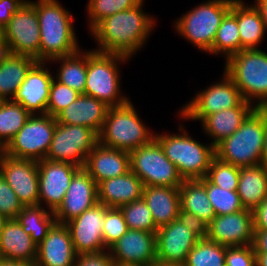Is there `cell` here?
I'll return each mask as SVG.
<instances>
[{"label":"cell","mask_w":267,"mask_h":266,"mask_svg":"<svg viewBox=\"0 0 267 266\" xmlns=\"http://www.w3.org/2000/svg\"><path fill=\"white\" fill-rule=\"evenodd\" d=\"M97 143L98 135L92 129L57 123L45 159L83 168L87 155Z\"/></svg>","instance_id":"8fae6325"},{"label":"cell","mask_w":267,"mask_h":266,"mask_svg":"<svg viewBox=\"0 0 267 266\" xmlns=\"http://www.w3.org/2000/svg\"><path fill=\"white\" fill-rule=\"evenodd\" d=\"M105 205L97 202L81 215L65 223L77 255L106 251L103 240Z\"/></svg>","instance_id":"5bb4252c"},{"label":"cell","mask_w":267,"mask_h":266,"mask_svg":"<svg viewBox=\"0 0 267 266\" xmlns=\"http://www.w3.org/2000/svg\"><path fill=\"white\" fill-rule=\"evenodd\" d=\"M114 263L150 266L156 259V232L128 229L109 249Z\"/></svg>","instance_id":"ffe728a7"},{"label":"cell","mask_w":267,"mask_h":266,"mask_svg":"<svg viewBox=\"0 0 267 266\" xmlns=\"http://www.w3.org/2000/svg\"><path fill=\"white\" fill-rule=\"evenodd\" d=\"M39 173V205L55 211L63 202L73 176L81 169L76 165L42 159L37 162Z\"/></svg>","instance_id":"9a60e30c"},{"label":"cell","mask_w":267,"mask_h":266,"mask_svg":"<svg viewBox=\"0 0 267 266\" xmlns=\"http://www.w3.org/2000/svg\"><path fill=\"white\" fill-rule=\"evenodd\" d=\"M179 130L181 134L156 133L155 139L163 148L165 156L176 166L183 180L205 178L215 157V147L211 143L204 145L194 140L182 125H179Z\"/></svg>","instance_id":"5b68a950"},{"label":"cell","mask_w":267,"mask_h":266,"mask_svg":"<svg viewBox=\"0 0 267 266\" xmlns=\"http://www.w3.org/2000/svg\"><path fill=\"white\" fill-rule=\"evenodd\" d=\"M254 7L260 13L265 25V29L267 30V0H255Z\"/></svg>","instance_id":"816d5d0a"},{"label":"cell","mask_w":267,"mask_h":266,"mask_svg":"<svg viewBox=\"0 0 267 266\" xmlns=\"http://www.w3.org/2000/svg\"><path fill=\"white\" fill-rule=\"evenodd\" d=\"M150 266H185L184 264L169 263L156 260Z\"/></svg>","instance_id":"9f6ffc18"},{"label":"cell","mask_w":267,"mask_h":266,"mask_svg":"<svg viewBox=\"0 0 267 266\" xmlns=\"http://www.w3.org/2000/svg\"><path fill=\"white\" fill-rule=\"evenodd\" d=\"M183 225L195 233L200 239H207L208 224L187 211L179 210L178 218Z\"/></svg>","instance_id":"bcb514c9"},{"label":"cell","mask_w":267,"mask_h":266,"mask_svg":"<svg viewBox=\"0 0 267 266\" xmlns=\"http://www.w3.org/2000/svg\"><path fill=\"white\" fill-rule=\"evenodd\" d=\"M252 246L255 253H267V230H254Z\"/></svg>","instance_id":"f907efd6"},{"label":"cell","mask_w":267,"mask_h":266,"mask_svg":"<svg viewBox=\"0 0 267 266\" xmlns=\"http://www.w3.org/2000/svg\"><path fill=\"white\" fill-rule=\"evenodd\" d=\"M240 168L218 159H212L206 178L222 189L237 191Z\"/></svg>","instance_id":"60d3db41"},{"label":"cell","mask_w":267,"mask_h":266,"mask_svg":"<svg viewBox=\"0 0 267 266\" xmlns=\"http://www.w3.org/2000/svg\"><path fill=\"white\" fill-rule=\"evenodd\" d=\"M144 0L137 6L110 15L96 24L91 34L100 53L132 57L145 42L155 26V19L142 11Z\"/></svg>","instance_id":"6da1fadb"},{"label":"cell","mask_w":267,"mask_h":266,"mask_svg":"<svg viewBox=\"0 0 267 266\" xmlns=\"http://www.w3.org/2000/svg\"><path fill=\"white\" fill-rule=\"evenodd\" d=\"M265 139V108H255L242 125L215 146V156L236 167L261 164Z\"/></svg>","instance_id":"3957f363"},{"label":"cell","mask_w":267,"mask_h":266,"mask_svg":"<svg viewBox=\"0 0 267 266\" xmlns=\"http://www.w3.org/2000/svg\"><path fill=\"white\" fill-rule=\"evenodd\" d=\"M141 120L130 100L125 105L109 107L98 142L126 152L149 144L155 135Z\"/></svg>","instance_id":"8992f818"},{"label":"cell","mask_w":267,"mask_h":266,"mask_svg":"<svg viewBox=\"0 0 267 266\" xmlns=\"http://www.w3.org/2000/svg\"><path fill=\"white\" fill-rule=\"evenodd\" d=\"M109 107L100 100L80 94L77 99L57 116V123L81 125L92 129L97 135L101 132Z\"/></svg>","instance_id":"cb8c5ba5"},{"label":"cell","mask_w":267,"mask_h":266,"mask_svg":"<svg viewBox=\"0 0 267 266\" xmlns=\"http://www.w3.org/2000/svg\"><path fill=\"white\" fill-rule=\"evenodd\" d=\"M22 208L18 196L0 175V214L6 219H16Z\"/></svg>","instance_id":"ee69618b"},{"label":"cell","mask_w":267,"mask_h":266,"mask_svg":"<svg viewBox=\"0 0 267 266\" xmlns=\"http://www.w3.org/2000/svg\"><path fill=\"white\" fill-rule=\"evenodd\" d=\"M6 52L3 41V29L0 27V56Z\"/></svg>","instance_id":"6f0895ef"},{"label":"cell","mask_w":267,"mask_h":266,"mask_svg":"<svg viewBox=\"0 0 267 266\" xmlns=\"http://www.w3.org/2000/svg\"><path fill=\"white\" fill-rule=\"evenodd\" d=\"M207 239L226 247L251 245L254 240L253 211L216 216L208 224Z\"/></svg>","instance_id":"e0dca14e"},{"label":"cell","mask_w":267,"mask_h":266,"mask_svg":"<svg viewBox=\"0 0 267 266\" xmlns=\"http://www.w3.org/2000/svg\"><path fill=\"white\" fill-rule=\"evenodd\" d=\"M142 198L147 203L157 228L168 225L178 218L179 187L144 186Z\"/></svg>","instance_id":"484cf974"},{"label":"cell","mask_w":267,"mask_h":266,"mask_svg":"<svg viewBox=\"0 0 267 266\" xmlns=\"http://www.w3.org/2000/svg\"><path fill=\"white\" fill-rule=\"evenodd\" d=\"M56 125V117L48 114L31 115L6 146V154L37 162L45 159Z\"/></svg>","instance_id":"30bf717a"},{"label":"cell","mask_w":267,"mask_h":266,"mask_svg":"<svg viewBox=\"0 0 267 266\" xmlns=\"http://www.w3.org/2000/svg\"><path fill=\"white\" fill-rule=\"evenodd\" d=\"M75 252L70 231L65 223L55 222L47 236L37 245L36 266H74Z\"/></svg>","instance_id":"7402d4cb"},{"label":"cell","mask_w":267,"mask_h":266,"mask_svg":"<svg viewBox=\"0 0 267 266\" xmlns=\"http://www.w3.org/2000/svg\"><path fill=\"white\" fill-rule=\"evenodd\" d=\"M243 100L238 87L224 72L223 81L199 92L189 103L182 107L180 114L184 119L201 121L204 117L213 113L235 108Z\"/></svg>","instance_id":"4fadbf2b"},{"label":"cell","mask_w":267,"mask_h":266,"mask_svg":"<svg viewBox=\"0 0 267 266\" xmlns=\"http://www.w3.org/2000/svg\"><path fill=\"white\" fill-rule=\"evenodd\" d=\"M45 66L46 62H36L30 68L13 99L31 115L47 114L50 86L54 77Z\"/></svg>","instance_id":"44dd1931"},{"label":"cell","mask_w":267,"mask_h":266,"mask_svg":"<svg viewBox=\"0 0 267 266\" xmlns=\"http://www.w3.org/2000/svg\"><path fill=\"white\" fill-rule=\"evenodd\" d=\"M225 62L224 72L238 87L243 99L256 108H267V53L260 48L246 49Z\"/></svg>","instance_id":"277c9868"},{"label":"cell","mask_w":267,"mask_h":266,"mask_svg":"<svg viewBox=\"0 0 267 266\" xmlns=\"http://www.w3.org/2000/svg\"><path fill=\"white\" fill-rule=\"evenodd\" d=\"M40 28L39 62L72 55L81 50L73 29L74 17L58 0L30 1Z\"/></svg>","instance_id":"7a4b0ae2"},{"label":"cell","mask_w":267,"mask_h":266,"mask_svg":"<svg viewBox=\"0 0 267 266\" xmlns=\"http://www.w3.org/2000/svg\"><path fill=\"white\" fill-rule=\"evenodd\" d=\"M0 175L18 196L23 206L39 205L38 164L34 160L4 155Z\"/></svg>","instance_id":"2e32d148"},{"label":"cell","mask_w":267,"mask_h":266,"mask_svg":"<svg viewBox=\"0 0 267 266\" xmlns=\"http://www.w3.org/2000/svg\"><path fill=\"white\" fill-rule=\"evenodd\" d=\"M226 246L200 239L188 253L185 266H225Z\"/></svg>","instance_id":"8d00e7d4"},{"label":"cell","mask_w":267,"mask_h":266,"mask_svg":"<svg viewBox=\"0 0 267 266\" xmlns=\"http://www.w3.org/2000/svg\"><path fill=\"white\" fill-rule=\"evenodd\" d=\"M6 52L30 56L39 62L40 28L34 5L26 1L3 28Z\"/></svg>","instance_id":"7c38bea8"},{"label":"cell","mask_w":267,"mask_h":266,"mask_svg":"<svg viewBox=\"0 0 267 266\" xmlns=\"http://www.w3.org/2000/svg\"><path fill=\"white\" fill-rule=\"evenodd\" d=\"M98 202L97 183L81 168L72 178L63 202L54 211L56 222L67 223Z\"/></svg>","instance_id":"d6986e66"},{"label":"cell","mask_w":267,"mask_h":266,"mask_svg":"<svg viewBox=\"0 0 267 266\" xmlns=\"http://www.w3.org/2000/svg\"><path fill=\"white\" fill-rule=\"evenodd\" d=\"M256 266H267V253H255Z\"/></svg>","instance_id":"11a10c76"},{"label":"cell","mask_w":267,"mask_h":266,"mask_svg":"<svg viewBox=\"0 0 267 266\" xmlns=\"http://www.w3.org/2000/svg\"><path fill=\"white\" fill-rule=\"evenodd\" d=\"M110 252H99L77 255L74 266H114Z\"/></svg>","instance_id":"7dc6e473"},{"label":"cell","mask_w":267,"mask_h":266,"mask_svg":"<svg viewBox=\"0 0 267 266\" xmlns=\"http://www.w3.org/2000/svg\"><path fill=\"white\" fill-rule=\"evenodd\" d=\"M36 62L30 56L8 52L0 56V101L14 99L19 86Z\"/></svg>","instance_id":"f1b7e54d"},{"label":"cell","mask_w":267,"mask_h":266,"mask_svg":"<svg viewBox=\"0 0 267 266\" xmlns=\"http://www.w3.org/2000/svg\"><path fill=\"white\" fill-rule=\"evenodd\" d=\"M261 164L267 168V108H265V139Z\"/></svg>","instance_id":"db71d44e"},{"label":"cell","mask_w":267,"mask_h":266,"mask_svg":"<svg viewBox=\"0 0 267 266\" xmlns=\"http://www.w3.org/2000/svg\"><path fill=\"white\" fill-rule=\"evenodd\" d=\"M237 194L243 207L253 211L267 197V168L262 164L241 167Z\"/></svg>","instance_id":"f546056e"},{"label":"cell","mask_w":267,"mask_h":266,"mask_svg":"<svg viewBox=\"0 0 267 266\" xmlns=\"http://www.w3.org/2000/svg\"><path fill=\"white\" fill-rule=\"evenodd\" d=\"M5 154H6V147L0 142V167Z\"/></svg>","instance_id":"680465c9"},{"label":"cell","mask_w":267,"mask_h":266,"mask_svg":"<svg viewBox=\"0 0 267 266\" xmlns=\"http://www.w3.org/2000/svg\"><path fill=\"white\" fill-rule=\"evenodd\" d=\"M128 59L123 55L100 53L95 49L88 51L84 94L100 100L108 107L125 105L129 98L123 96L120 90L118 64Z\"/></svg>","instance_id":"52a82bcc"},{"label":"cell","mask_w":267,"mask_h":266,"mask_svg":"<svg viewBox=\"0 0 267 266\" xmlns=\"http://www.w3.org/2000/svg\"><path fill=\"white\" fill-rule=\"evenodd\" d=\"M206 187L208 200L210 201L216 216L230 214L244 210L237 191L222 189L212 184L206 177L199 179Z\"/></svg>","instance_id":"74e56055"},{"label":"cell","mask_w":267,"mask_h":266,"mask_svg":"<svg viewBox=\"0 0 267 266\" xmlns=\"http://www.w3.org/2000/svg\"><path fill=\"white\" fill-rule=\"evenodd\" d=\"M0 257L35 263L37 245L16 219H7L0 234Z\"/></svg>","instance_id":"83f0119b"},{"label":"cell","mask_w":267,"mask_h":266,"mask_svg":"<svg viewBox=\"0 0 267 266\" xmlns=\"http://www.w3.org/2000/svg\"><path fill=\"white\" fill-rule=\"evenodd\" d=\"M200 238L178 219L156 231V259L185 264L188 253Z\"/></svg>","instance_id":"ac0fdd59"},{"label":"cell","mask_w":267,"mask_h":266,"mask_svg":"<svg viewBox=\"0 0 267 266\" xmlns=\"http://www.w3.org/2000/svg\"><path fill=\"white\" fill-rule=\"evenodd\" d=\"M114 266H143V265H139V264H130V263H127V264H118V263H115Z\"/></svg>","instance_id":"94428289"},{"label":"cell","mask_w":267,"mask_h":266,"mask_svg":"<svg viewBox=\"0 0 267 266\" xmlns=\"http://www.w3.org/2000/svg\"><path fill=\"white\" fill-rule=\"evenodd\" d=\"M143 189V182L130 170L124 175L98 183V202L108 208H119L141 199Z\"/></svg>","instance_id":"d4e9b609"},{"label":"cell","mask_w":267,"mask_h":266,"mask_svg":"<svg viewBox=\"0 0 267 266\" xmlns=\"http://www.w3.org/2000/svg\"><path fill=\"white\" fill-rule=\"evenodd\" d=\"M31 114L13 100L0 101V142L6 147Z\"/></svg>","instance_id":"d590c367"},{"label":"cell","mask_w":267,"mask_h":266,"mask_svg":"<svg viewBox=\"0 0 267 266\" xmlns=\"http://www.w3.org/2000/svg\"><path fill=\"white\" fill-rule=\"evenodd\" d=\"M0 266H36L35 263H30L23 260H14L0 257Z\"/></svg>","instance_id":"f5cc1de1"},{"label":"cell","mask_w":267,"mask_h":266,"mask_svg":"<svg viewBox=\"0 0 267 266\" xmlns=\"http://www.w3.org/2000/svg\"><path fill=\"white\" fill-rule=\"evenodd\" d=\"M180 209L209 224L215 217L205 185L199 180H183L179 187Z\"/></svg>","instance_id":"4dcf8cb0"},{"label":"cell","mask_w":267,"mask_h":266,"mask_svg":"<svg viewBox=\"0 0 267 266\" xmlns=\"http://www.w3.org/2000/svg\"><path fill=\"white\" fill-rule=\"evenodd\" d=\"M254 230H267V197L253 210Z\"/></svg>","instance_id":"681fc988"},{"label":"cell","mask_w":267,"mask_h":266,"mask_svg":"<svg viewBox=\"0 0 267 266\" xmlns=\"http://www.w3.org/2000/svg\"><path fill=\"white\" fill-rule=\"evenodd\" d=\"M129 157L130 170L144 186L180 187L183 182L176 166L165 156L155 138L149 144L129 152Z\"/></svg>","instance_id":"9c48e42d"},{"label":"cell","mask_w":267,"mask_h":266,"mask_svg":"<svg viewBox=\"0 0 267 266\" xmlns=\"http://www.w3.org/2000/svg\"><path fill=\"white\" fill-rule=\"evenodd\" d=\"M225 266H256V254L252 244L227 247Z\"/></svg>","instance_id":"f6af8a7d"},{"label":"cell","mask_w":267,"mask_h":266,"mask_svg":"<svg viewBox=\"0 0 267 266\" xmlns=\"http://www.w3.org/2000/svg\"><path fill=\"white\" fill-rule=\"evenodd\" d=\"M26 0H0V27L3 29Z\"/></svg>","instance_id":"c3c4849f"},{"label":"cell","mask_w":267,"mask_h":266,"mask_svg":"<svg viewBox=\"0 0 267 266\" xmlns=\"http://www.w3.org/2000/svg\"><path fill=\"white\" fill-rule=\"evenodd\" d=\"M60 61L58 74L56 80L60 83L71 87L80 94H84L86 73H87V61L88 51H78L72 55L64 56L51 60V62Z\"/></svg>","instance_id":"836d02e7"},{"label":"cell","mask_w":267,"mask_h":266,"mask_svg":"<svg viewBox=\"0 0 267 266\" xmlns=\"http://www.w3.org/2000/svg\"><path fill=\"white\" fill-rule=\"evenodd\" d=\"M6 220H7V219H6L4 216H2V215L0 214V234H1V232H2L3 225H4V223H5Z\"/></svg>","instance_id":"91938a15"},{"label":"cell","mask_w":267,"mask_h":266,"mask_svg":"<svg viewBox=\"0 0 267 266\" xmlns=\"http://www.w3.org/2000/svg\"><path fill=\"white\" fill-rule=\"evenodd\" d=\"M241 51V38L236 19V0L233 1L230 10L223 17L220 27L213 42V47L208 53L225 54L226 60L233 54Z\"/></svg>","instance_id":"e575fe53"},{"label":"cell","mask_w":267,"mask_h":266,"mask_svg":"<svg viewBox=\"0 0 267 266\" xmlns=\"http://www.w3.org/2000/svg\"><path fill=\"white\" fill-rule=\"evenodd\" d=\"M234 0H209L181 15L175 21L178 34L200 51L209 52L213 47L217 29Z\"/></svg>","instance_id":"ba28073f"},{"label":"cell","mask_w":267,"mask_h":266,"mask_svg":"<svg viewBox=\"0 0 267 266\" xmlns=\"http://www.w3.org/2000/svg\"><path fill=\"white\" fill-rule=\"evenodd\" d=\"M43 205L23 206L16 220L22 229L31 236L32 241L39 245L47 236L49 229L56 222L54 212L44 209Z\"/></svg>","instance_id":"d6a6232c"},{"label":"cell","mask_w":267,"mask_h":266,"mask_svg":"<svg viewBox=\"0 0 267 266\" xmlns=\"http://www.w3.org/2000/svg\"><path fill=\"white\" fill-rule=\"evenodd\" d=\"M128 230L123 213L119 208H108L105 206V218L103 224V240L105 248L108 249L119 240Z\"/></svg>","instance_id":"b9f144b4"},{"label":"cell","mask_w":267,"mask_h":266,"mask_svg":"<svg viewBox=\"0 0 267 266\" xmlns=\"http://www.w3.org/2000/svg\"><path fill=\"white\" fill-rule=\"evenodd\" d=\"M123 213L128 229L156 232L152 213L143 198L119 207Z\"/></svg>","instance_id":"f35d334b"},{"label":"cell","mask_w":267,"mask_h":266,"mask_svg":"<svg viewBox=\"0 0 267 266\" xmlns=\"http://www.w3.org/2000/svg\"><path fill=\"white\" fill-rule=\"evenodd\" d=\"M143 0H89L87 5V14L90 30L102 21L104 18L131 9Z\"/></svg>","instance_id":"ab89813d"},{"label":"cell","mask_w":267,"mask_h":266,"mask_svg":"<svg viewBox=\"0 0 267 266\" xmlns=\"http://www.w3.org/2000/svg\"><path fill=\"white\" fill-rule=\"evenodd\" d=\"M80 95L76 90L57 81L55 77L50 86L47 114L56 117L63 109L73 103Z\"/></svg>","instance_id":"7bdbcfd3"},{"label":"cell","mask_w":267,"mask_h":266,"mask_svg":"<svg viewBox=\"0 0 267 266\" xmlns=\"http://www.w3.org/2000/svg\"><path fill=\"white\" fill-rule=\"evenodd\" d=\"M83 169L97 184L124 175L130 171L129 152L106 147L98 142L87 155Z\"/></svg>","instance_id":"603a6c76"},{"label":"cell","mask_w":267,"mask_h":266,"mask_svg":"<svg viewBox=\"0 0 267 266\" xmlns=\"http://www.w3.org/2000/svg\"><path fill=\"white\" fill-rule=\"evenodd\" d=\"M236 19L241 38V51L258 49L266 32L258 10L254 5L246 6L242 0H236Z\"/></svg>","instance_id":"1f68e13d"},{"label":"cell","mask_w":267,"mask_h":266,"mask_svg":"<svg viewBox=\"0 0 267 266\" xmlns=\"http://www.w3.org/2000/svg\"><path fill=\"white\" fill-rule=\"evenodd\" d=\"M256 107L243 100L237 107L225 109L204 117L202 127L215 147L223 139L232 135Z\"/></svg>","instance_id":"4316f807"}]
</instances>
